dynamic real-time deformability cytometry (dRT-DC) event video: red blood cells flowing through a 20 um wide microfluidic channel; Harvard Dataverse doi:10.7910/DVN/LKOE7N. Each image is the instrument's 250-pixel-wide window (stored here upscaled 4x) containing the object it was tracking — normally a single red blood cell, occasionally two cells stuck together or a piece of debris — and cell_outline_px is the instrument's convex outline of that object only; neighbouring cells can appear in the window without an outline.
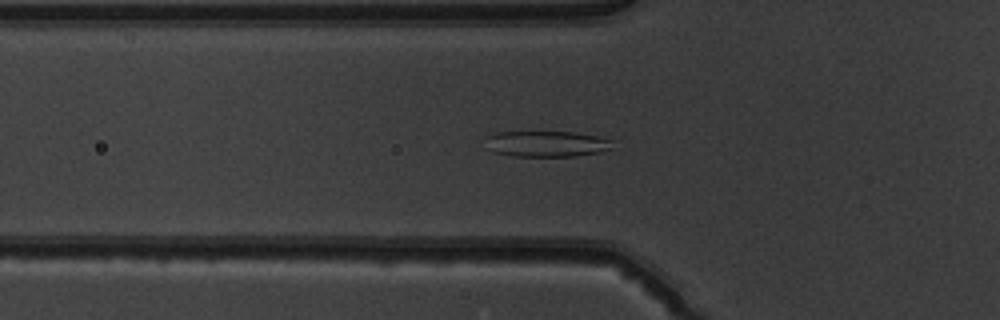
{"species": "common noctule bat (a hibernating species)", "species_latin": "Nyctalus noctula", "temperature_condition": "warm", "stored_images_in_passage": 46, "camera_frame_rate_fps": 3000, "um_per_image_px": 0.085, "animal": {"sex": "male", "body_mass_g": 19.5, "forearm_length_mm": 54.6}, "frame": {"image": 1, "passage_image": 13, "time_ms": 4.0, "image_size_px": [1000, 320], "cell_outline_px": [[612, 140], [608, 148], [596, 152], [576, 156], [512, 156], [492, 152], [488, 148], [484, 136], [496, 132], [572, 132], [596, 136]], "centroid_in_image_um": [46.33, 12.22], "position_along_channel_um": 79.5, "area_um2": 18.96}}
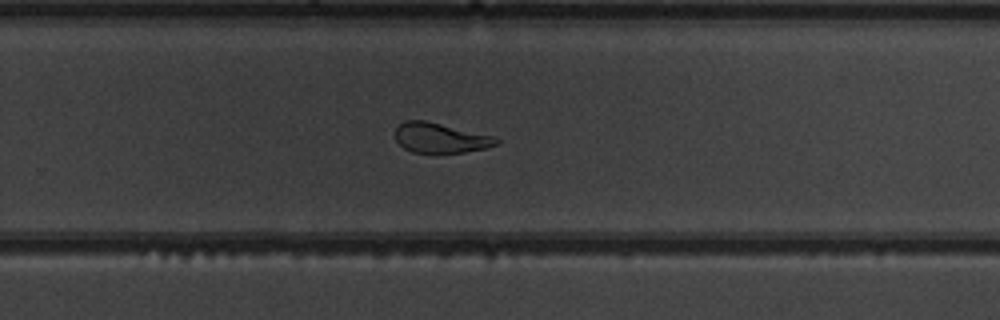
{"frame": {"image": 2, "passage_image": 29, "time_ms": 9.333, "image_size_px": [1000, 320], "cell_outline_px": [[500, 144], [484, 148], [464, 152], [412, 152], [404, 148], [396, 140], [396, 128], [404, 120], [424, 120], [496, 136], [500, 140]], "centroid_in_image_um": [37.47, 11.71], "position_along_channel_um": 292.3, "area_um2": 17.57}}
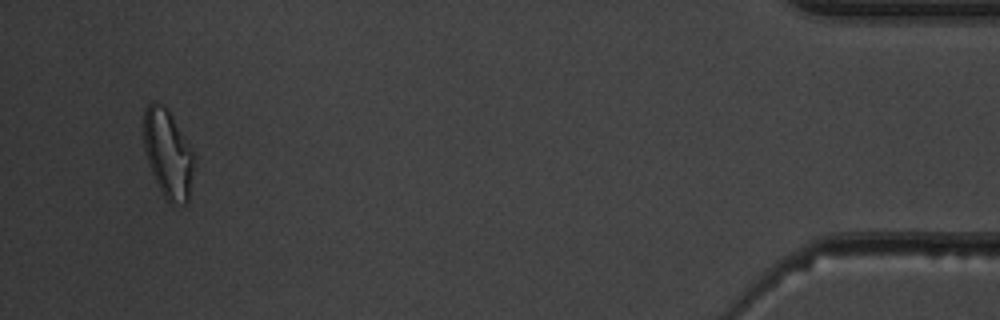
{"frame": {"image": 3, "passage_image": 44, "time_ms": 14.333, "image_size_px": [1000, 320], "cell_outline_px": [[192, 172], [188, 204], [172, 204], [164, 196], [152, 172], [148, 160], [144, 144], [144, 108], [152, 100], [156, 100], [168, 108], [188, 144], [192, 152]], "centroid_in_image_um": [14.25, 13.02], "position_along_channel_um": 420.9, "area_um2": 25.32}, "authors_computed_cell_mechanics": {"area_um2": 20.5479, "velocity_mm_per_s": 3.9874, "shape_relaxation_time_tau1_ms": 5.8797, "shape_relaxation_time_tau2_ms": 1.3707, "deformation_change_tau1": 0.1837, "deformation_change_tau2": 0.0925}}